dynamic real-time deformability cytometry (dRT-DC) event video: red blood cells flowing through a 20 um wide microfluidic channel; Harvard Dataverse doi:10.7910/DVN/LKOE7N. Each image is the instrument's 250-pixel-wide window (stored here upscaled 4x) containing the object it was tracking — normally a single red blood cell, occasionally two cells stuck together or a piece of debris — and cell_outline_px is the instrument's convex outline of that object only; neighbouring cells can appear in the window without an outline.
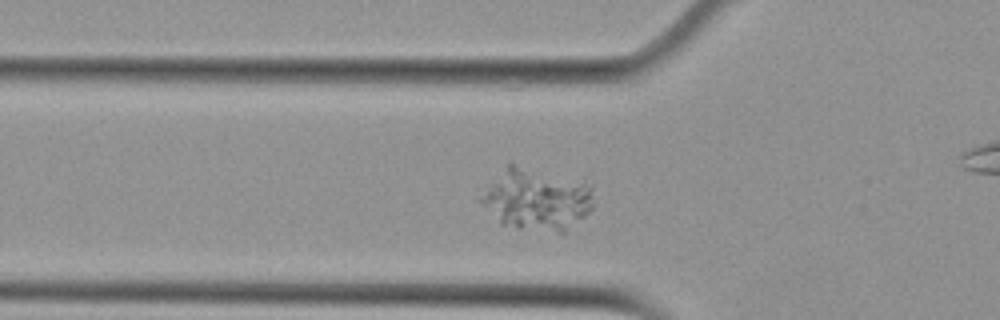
{"species": "Egyptian fruit bat (a non-hibernating species)", "species_latin": "Rousettus aegyptiacus", "temperature_condition": "cold", "stored_images_in_passage": 44, "camera_frame_rate_fps": 3000, "um_per_image_px": 0.085, "animal": {"sex": "female"}, "frame": {"image": 1, "passage_image": 8, "time_ms": 2.333, "image_size_px": [1000, 320], "cell_outline_px": [[592, 208], [584, 216], [564, 232], [560, 232], [516, 228], [500, 224], [480, 200], [488, 188], [508, 160], [592, 180]], "centroid_in_image_um": [45.7, 16.84], "position_along_channel_um": 80.1, "area_um2": 41.67}}
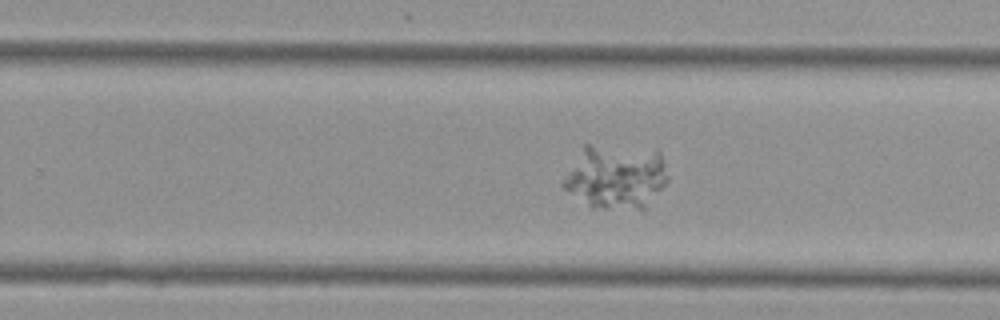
{"frame": {"image": 2, "passage_image": 24, "time_ms": 7.667, "image_size_px": [1000, 320], "cell_outline_px": [[668, 180], [644, 208], [592, 208], [564, 188], [560, 184], [584, 144], [588, 144], [660, 152], [668, 176]], "centroid_in_image_um": [52.32, 15.03], "position_along_channel_um": 277.5, "area_um2": 38.15}}
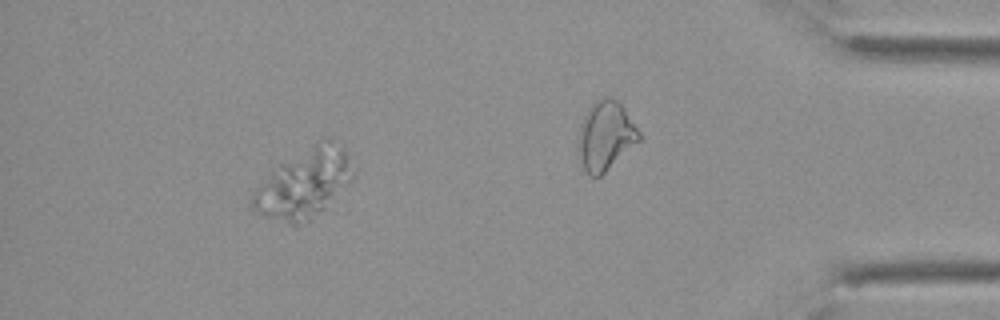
{"frame": {"image": 3, "passage_image": 39, "time_ms": 12.667, "image_size_px": [1000, 320], "cell_outline_px": [[356, 176], [308, 224], [296, 228], [260, 216], [252, 212], [248, 208], [248, 204], [252, 192], [272, 168], [328, 136], [344, 148], [348, 152], [356, 168]], "centroid_in_image_um": [25.8, 15.66], "position_along_channel_um": 409.4, "area_um2": 41.91}}